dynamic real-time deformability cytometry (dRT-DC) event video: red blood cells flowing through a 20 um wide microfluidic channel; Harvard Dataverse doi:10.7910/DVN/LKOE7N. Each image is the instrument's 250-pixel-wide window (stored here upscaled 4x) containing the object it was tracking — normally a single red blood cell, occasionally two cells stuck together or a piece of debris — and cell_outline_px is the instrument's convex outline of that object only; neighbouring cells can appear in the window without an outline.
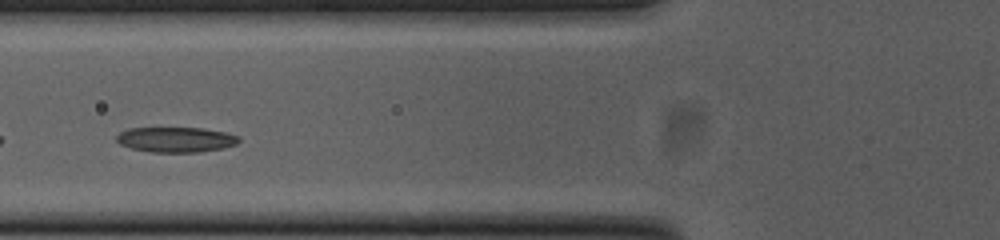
{"species": "common noctule bat (a hibernating species)", "species_latin": "Nyctalus noctula", "temperature_condition": "cold", "stored_images_in_passage": 42, "camera_frame_rate_fps": 3000, "um_per_image_px": 0.085, "animal": {"sex": "female", "body_mass_g": 23.0, "forearm_length_mm": 53.4}, "frame": {"image": 1, "passage_image": 9, "time_ms": 2.667, "image_size_px": [1000, 240], "cell_outline_px": [[240, 140], [236, 144], [224, 148], [200, 152], [152, 152], [132, 148], [120, 144], [116, 140], [116, 136], [120, 132], [128, 128], [200, 128], [224, 132], [240, 136]], "centroid_in_image_um": [14.96, 11.86], "position_along_channel_um": 110.8, "area_um2": 17.92}}
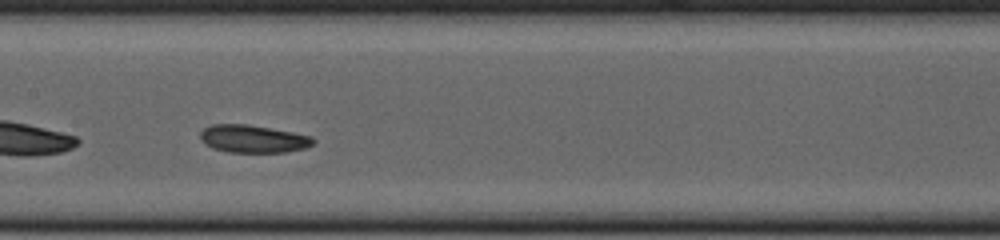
{"frame": {"image": 2, "passage_image": 15, "time_ms": 4.667, "image_size_px": [1000, 240], "cell_outline_px": [[316, 140], [312, 144], [304, 148], [284, 152], [228, 152], [212, 148], [204, 144], [200, 140], [200, 132], [204, 128], [212, 124], [248, 124], [292, 132], [312, 136]], "centroid_in_image_um": [21.47, 11.8], "position_along_channel_um": 185.9, "area_um2": 18.26}}
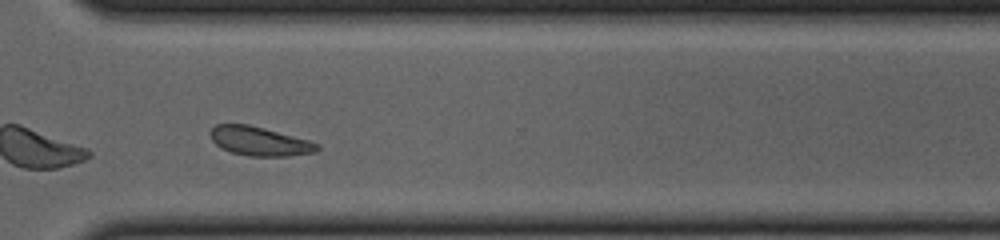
{"frame": {"image": 3, "passage_image": 28, "time_ms": 9.0, "image_size_px": [1000, 240], "cell_outline_px": [[320, 148], [316, 152], [288, 156], [248, 156], [232, 152], [220, 148], [208, 136], [208, 132], [216, 124], [248, 124], [264, 128], [308, 140], [320, 144]], "centroid_in_image_um": [22.03, 12.0], "position_along_channel_um": 348.6, "area_um2": 18.15}, "authors_computed_cell_mechanics": {"area_um2": 18.3226, "velocity_mm_per_s": 3.7535, "shape_relaxation_time_tau1_ms": 4.42, "shape_relaxation_time_tau2_ms": 6.7606, "deformation_change_tau1": 0.1, "deformation_change_tau2": 0.1187}}